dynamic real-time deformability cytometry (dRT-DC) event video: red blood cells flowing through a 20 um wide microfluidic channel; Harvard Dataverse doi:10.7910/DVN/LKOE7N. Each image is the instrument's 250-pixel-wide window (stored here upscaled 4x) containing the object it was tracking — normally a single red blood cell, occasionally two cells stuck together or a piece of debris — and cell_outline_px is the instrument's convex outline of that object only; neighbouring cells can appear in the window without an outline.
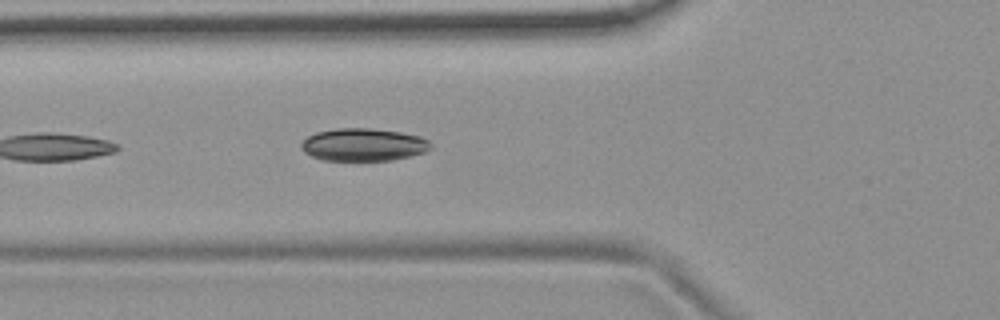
{"species": "common noctule bat (a hibernating species)", "species_latin": "Nyctalus noctula", "temperature_condition": "room temperature", "stored_images_in_passage": 6, "camera_frame_rate_fps": 3000, "um_per_image_px": 0.085, "animal": {"sex": "female", "body_mass_g": 19.9}, "frame": {"image": 1, "passage_image": 6, "time_ms": 1.667, "image_size_px": [1000, 320], "cell_outline_px": [[432, 148], [424, 152], [412, 156], [392, 160], [320, 160], [304, 152], [300, 148], [300, 144], [308, 136], [316, 132], [336, 128], [372, 128], [400, 132], [420, 136], [428, 140], [432, 144]], "centroid_in_image_um": [30.89, 12.29], "position_along_channel_um": 94.9, "area_um2": 24.8}}